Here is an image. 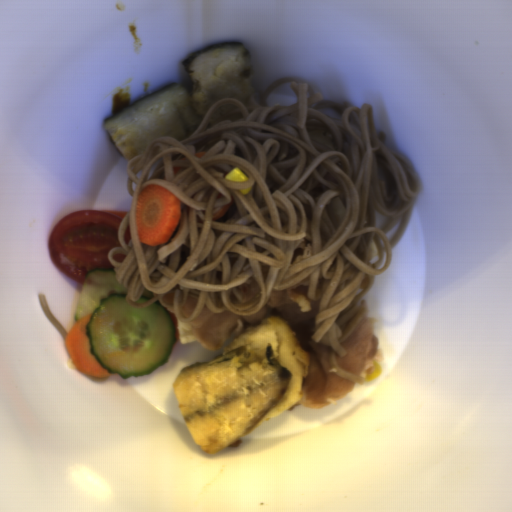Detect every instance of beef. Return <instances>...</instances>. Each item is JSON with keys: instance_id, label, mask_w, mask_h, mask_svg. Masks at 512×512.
Instances as JSON below:
<instances>
[{"instance_id": "obj_1", "label": "beef", "mask_w": 512, "mask_h": 512, "mask_svg": "<svg viewBox=\"0 0 512 512\" xmlns=\"http://www.w3.org/2000/svg\"><path fill=\"white\" fill-rule=\"evenodd\" d=\"M310 275L296 285L272 290L265 306L253 315L214 313L205 305L199 317L186 323L176 316L180 344H199L211 352L223 353L243 333L271 315L284 317L308 355L309 369L298 404L317 409L348 394L358 383L337 376L330 367V347L311 339L319 300L307 297Z\"/></svg>"}, {"instance_id": "obj_2", "label": "beef", "mask_w": 512, "mask_h": 512, "mask_svg": "<svg viewBox=\"0 0 512 512\" xmlns=\"http://www.w3.org/2000/svg\"><path fill=\"white\" fill-rule=\"evenodd\" d=\"M346 352L341 357L335 352L336 363L345 371L367 377L373 374L380 338L377 335L376 316H364L348 337L339 343Z\"/></svg>"}]
</instances>
